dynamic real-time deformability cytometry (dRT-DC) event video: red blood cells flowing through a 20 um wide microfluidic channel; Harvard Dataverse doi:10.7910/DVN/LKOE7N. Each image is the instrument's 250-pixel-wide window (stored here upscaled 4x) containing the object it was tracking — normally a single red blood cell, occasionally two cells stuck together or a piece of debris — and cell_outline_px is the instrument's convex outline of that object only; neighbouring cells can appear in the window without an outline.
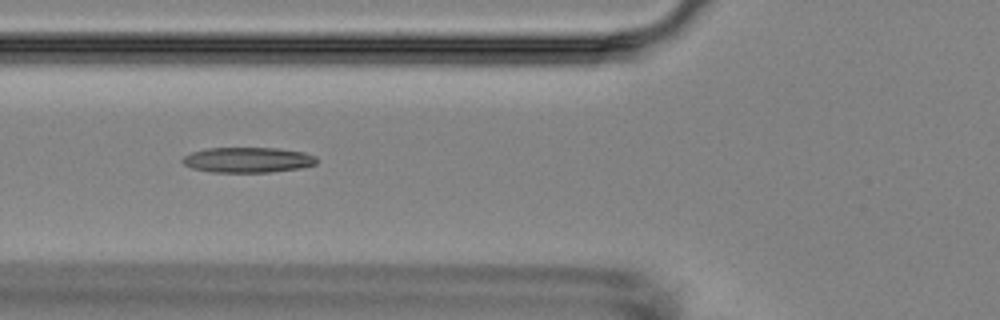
{"species": "Egyptian fruit bat (a non-hibernating species)", "species_latin": "Rousettus aegyptiacus", "temperature_condition": "room temperature", "stored_images_in_passage": 6, "camera_frame_rate_fps": 3000, "um_per_image_px": 0.085, "animal": {"sex": "female"}, "frame": {"image": 1, "passage_image": 5, "time_ms": 5.333, "image_size_px": [1000, 320], "cell_outline_px": [[316, 164], [300, 168], [268, 172], [212, 172], [192, 168], [184, 164], [180, 160], [184, 156], [192, 152], [208, 148], [276, 148], [304, 152], [316, 156]], "centroid_in_image_um": [21.05, 13.59], "position_along_channel_um": 104.7, "area_um2": 19.71}}